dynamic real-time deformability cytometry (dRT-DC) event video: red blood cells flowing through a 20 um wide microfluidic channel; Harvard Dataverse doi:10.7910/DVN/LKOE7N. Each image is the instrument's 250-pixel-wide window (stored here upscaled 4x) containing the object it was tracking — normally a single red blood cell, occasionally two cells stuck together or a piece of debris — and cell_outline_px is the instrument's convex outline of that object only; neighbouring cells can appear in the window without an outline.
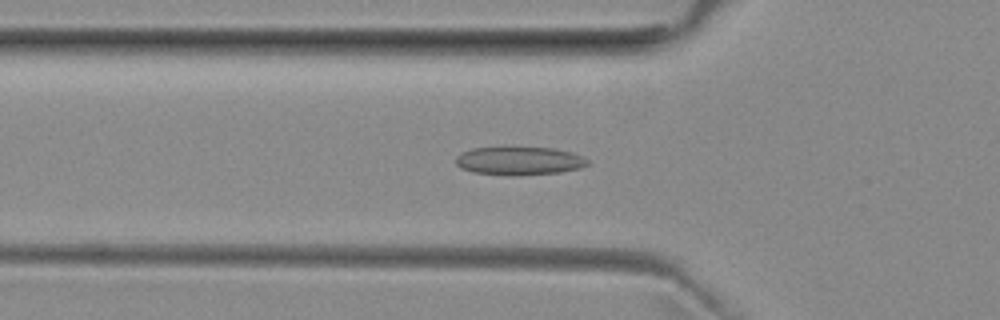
{"species": "common noctule bat (a hibernating species)", "species_latin": "Nyctalus noctula", "temperature_condition": "room temperature", "stored_images_in_passage": 36, "camera_frame_rate_fps": 3000, "um_per_image_px": 0.085, "animal": {"sex": "female", "body_mass_g": 29.2, "forearm_length_mm": 56.3}, "frame": {"image": 1, "passage_image": 2, "time_ms": 0.333, "image_size_px": [1000, 320], "cell_outline_px": [[588, 164], [580, 168], [560, 172], [520, 176], [508, 176], [472, 172], [460, 168], [456, 164], [456, 156], [460, 152], [472, 148], [552, 148], [572, 152], [588, 160]], "centroid_in_image_um": [44.09, 13.69], "position_along_channel_um": 81.7, "area_um2": 21.79}}
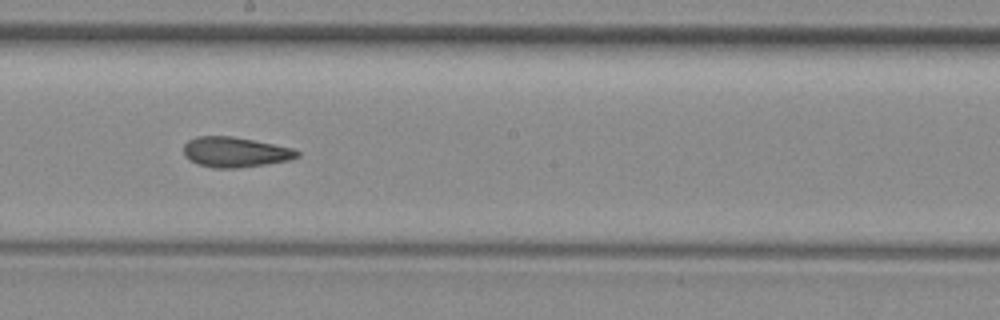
{"frame": {"image": 2, "passage_image": 13, "time_ms": 4.0, "image_size_px": [1000, 320], "cell_outline_px": [[300, 156], [288, 160], [240, 168], [212, 168], [196, 164], [188, 160], [184, 156], [184, 144], [188, 140], [196, 136], [232, 136], [292, 148], [300, 152]], "centroid_in_image_um": [19.93, 12.93], "position_along_channel_um": 228.3, "area_um2": 20.0}}
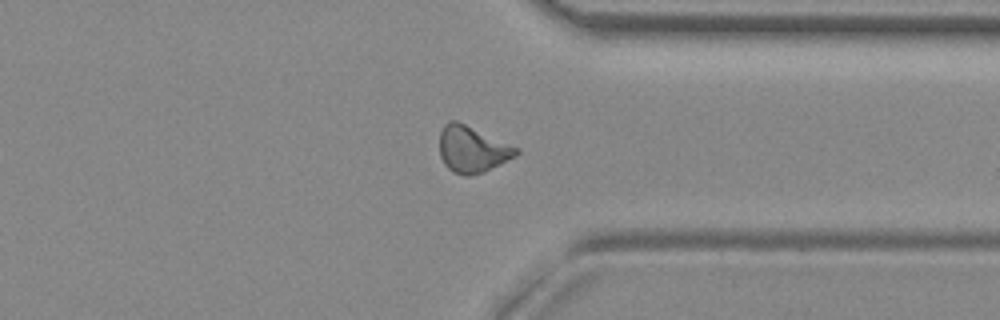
{"frame": {"image": 3, "passage_image": 24, "time_ms": 7.667, "image_size_px": [1000, 320], "cell_outline_px": [[520, 152], [516, 156], [484, 172], [468, 176], [464, 176], [452, 172], [444, 164], [440, 156], [440, 132], [444, 124], [448, 120], [456, 120], [520, 148]], "centroid_in_image_um": [40.14, 12.69], "position_along_channel_um": 371.3, "area_um2": 20.87}, "authors_computed_cell_mechanics": {"area_um2": 20.3456, "velocity_mm_per_s": 3.9744, "shape_relaxation_time_tau1_ms": null, "shape_relaxation_time_tau2_ms": 2.572, "deformation_change_tau1": null, "deformation_change_tau2": 0.0949}}